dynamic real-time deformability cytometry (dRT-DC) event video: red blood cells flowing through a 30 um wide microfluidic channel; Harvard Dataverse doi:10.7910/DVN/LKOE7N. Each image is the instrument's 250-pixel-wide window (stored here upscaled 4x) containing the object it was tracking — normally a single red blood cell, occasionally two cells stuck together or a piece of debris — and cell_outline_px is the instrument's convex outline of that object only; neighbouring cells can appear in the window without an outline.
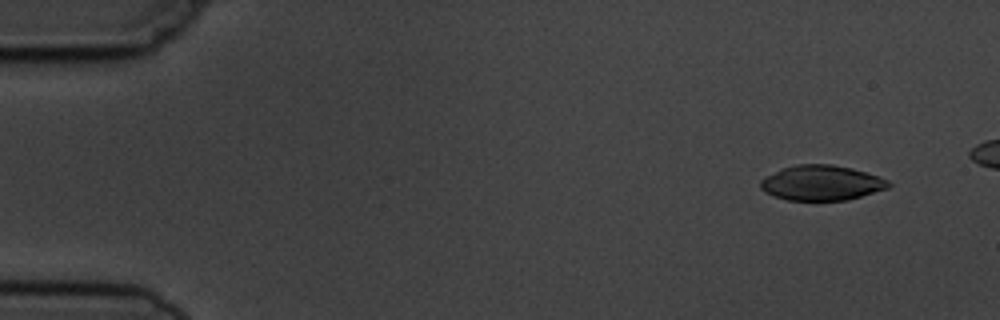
{"species": "common noctule bat (a hibernating species)", "species_latin": "Nyctalus noctula", "temperature_condition": "cold", "stored_images_in_passage": 6, "camera_frame_rate_fps": 3000, "um_per_image_px": 0.085, "animal": {"sex": "male", "body_mass_g": 19.5, "forearm_length_mm": 54.6}, "frame": {"image": 1, "passage_image": 2, "time_ms": 1.0, "image_size_px": [1000, 320], "cell_outline_px": [[892, 184], [888, 188], [848, 200], [788, 200], [772, 196], [764, 192], [760, 188], [760, 180], [764, 176], [784, 168], [796, 164], [832, 164], [852, 168], [880, 176], [888, 180]], "centroid_in_image_um": [69.82, 15.54], "position_along_channel_um": 15.2, "area_um2": 26.36}}